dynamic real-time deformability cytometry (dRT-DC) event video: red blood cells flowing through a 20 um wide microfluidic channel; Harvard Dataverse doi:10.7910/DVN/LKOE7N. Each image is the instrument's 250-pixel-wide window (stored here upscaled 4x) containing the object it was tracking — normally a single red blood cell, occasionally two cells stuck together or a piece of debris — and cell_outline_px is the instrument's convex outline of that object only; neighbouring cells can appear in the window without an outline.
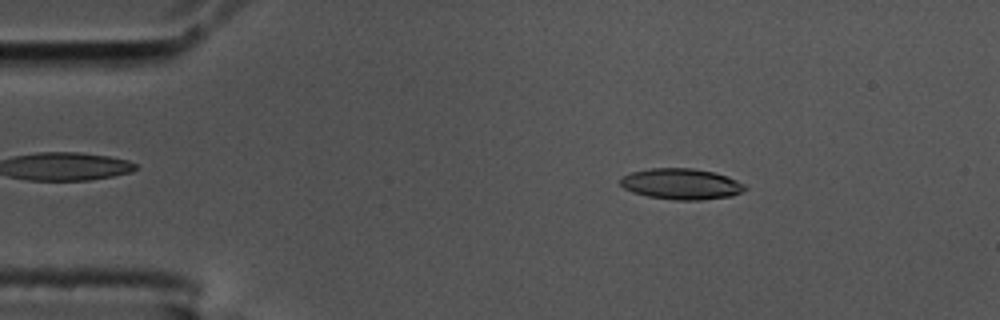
{"species": "common noctule bat (a hibernating species)", "species_latin": "Nyctalus noctula", "temperature_condition": "cold", "stored_images_in_passage": 54, "camera_frame_rate_fps": 3000, "um_per_image_px": 0.085, "animal": {"sex": "male", "body_mass_g": 17.5, "forearm_length_mm": 52.3}, "frame": {"image": 1, "passage_image": 8, "time_ms": 2.333, "image_size_px": [1000, 320], "cell_outline_px": [[748, 188], [732, 196], [700, 200], [676, 200], [648, 196], [632, 192], [624, 188], [620, 184], [620, 176], [632, 172], [648, 168], [692, 168], [712, 172], [736, 180], [744, 184]], "centroid_in_image_um": [57.87, 15.64], "position_along_channel_um": 27.1, "area_um2": 22.37}}
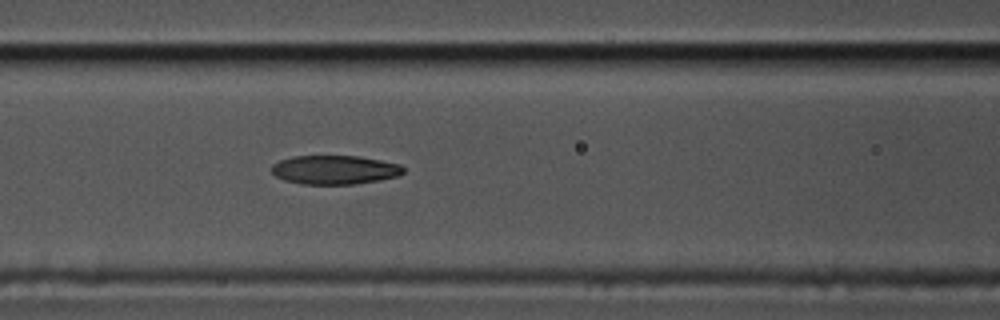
{"frame": {"image": 2, "passage_image": 22, "time_ms": 7.0, "image_size_px": [1000, 320], "cell_outline_px": [[404, 172], [396, 176], [380, 180], [356, 184], [300, 184], [284, 180], [276, 176], [272, 172], [272, 164], [280, 160], [292, 156], [360, 156], [400, 164], [404, 168]], "centroid_in_image_um": [28.44, 14.43], "position_along_channel_um": 138.2, "area_um2": 22.25}}
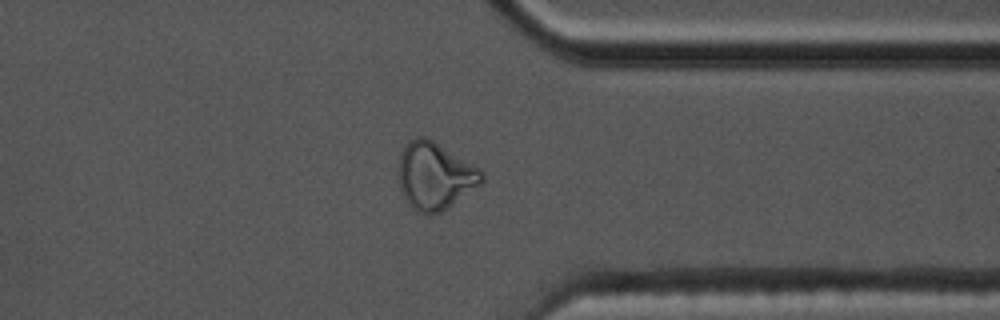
{"frame": {"image": 3, "passage_image": 42, "time_ms": 13.667, "image_size_px": [1000, 320], "cell_outline_px": [[484, 180], [480, 184], [448, 208], [440, 212], [428, 216], [416, 212], [408, 204], [400, 188], [396, 172], [400, 152], [408, 140], [416, 136], [424, 136], [432, 140], [480, 168], [484, 172]], "centroid_in_image_um": [36.92, 14.96], "position_along_channel_um": 374.5, "area_um2": 33.12}, "authors_computed_cell_mechanics": {"area_um2": 23.0333, "velocity_mm_per_s": 3.6043, "shape_relaxation_time_tau1_ms": null, "shape_relaxation_time_tau2_ms": 4.4101, "deformation_change_tau1": null, "deformation_change_tau2": 0.1283}}